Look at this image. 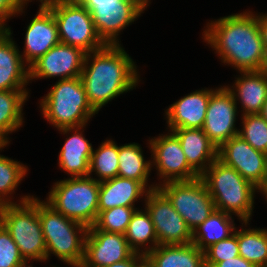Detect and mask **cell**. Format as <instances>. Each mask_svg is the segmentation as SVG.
Returning <instances> with one entry per match:
<instances>
[{
	"label": "cell",
	"instance_id": "obj_1",
	"mask_svg": "<svg viewBox=\"0 0 267 267\" xmlns=\"http://www.w3.org/2000/svg\"><path fill=\"white\" fill-rule=\"evenodd\" d=\"M206 27L202 39L215 50L224 65L238 72L267 69V53L257 13L247 10L231 14L211 20Z\"/></svg>",
	"mask_w": 267,
	"mask_h": 267
},
{
	"label": "cell",
	"instance_id": "obj_2",
	"mask_svg": "<svg viewBox=\"0 0 267 267\" xmlns=\"http://www.w3.org/2000/svg\"><path fill=\"white\" fill-rule=\"evenodd\" d=\"M135 63L121 44H106L86 54L80 78L89 103L97 113L115 97L139 84Z\"/></svg>",
	"mask_w": 267,
	"mask_h": 267
},
{
	"label": "cell",
	"instance_id": "obj_3",
	"mask_svg": "<svg viewBox=\"0 0 267 267\" xmlns=\"http://www.w3.org/2000/svg\"><path fill=\"white\" fill-rule=\"evenodd\" d=\"M218 211L249 221L254 208L255 192H260L234 168L218 158L200 175Z\"/></svg>",
	"mask_w": 267,
	"mask_h": 267
},
{
	"label": "cell",
	"instance_id": "obj_4",
	"mask_svg": "<svg viewBox=\"0 0 267 267\" xmlns=\"http://www.w3.org/2000/svg\"><path fill=\"white\" fill-rule=\"evenodd\" d=\"M38 215L46 244V260L54 254L71 267L81 266L88 228L38 198Z\"/></svg>",
	"mask_w": 267,
	"mask_h": 267
},
{
	"label": "cell",
	"instance_id": "obj_5",
	"mask_svg": "<svg viewBox=\"0 0 267 267\" xmlns=\"http://www.w3.org/2000/svg\"><path fill=\"white\" fill-rule=\"evenodd\" d=\"M45 95L39 102L41 113L57 130L87 125L98 114L89 103L80 77L58 79Z\"/></svg>",
	"mask_w": 267,
	"mask_h": 267
},
{
	"label": "cell",
	"instance_id": "obj_6",
	"mask_svg": "<svg viewBox=\"0 0 267 267\" xmlns=\"http://www.w3.org/2000/svg\"><path fill=\"white\" fill-rule=\"evenodd\" d=\"M20 199L17 204L0 206V222L9 231L24 260L45 262L46 244L38 215V197L28 194Z\"/></svg>",
	"mask_w": 267,
	"mask_h": 267
},
{
	"label": "cell",
	"instance_id": "obj_7",
	"mask_svg": "<svg viewBox=\"0 0 267 267\" xmlns=\"http://www.w3.org/2000/svg\"><path fill=\"white\" fill-rule=\"evenodd\" d=\"M99 189L100 182L93 176L69 177L55 182L45 201L65 217L89 228L99 215Z\"/></svg>",
	"mask_w": 267,
	"mask_h": 267
},
{
	"label": "cell",
	"instance_id": "obj_8",
	"mask_svg": "<svg viewBox=\"0 0 267 267\" xmlns=\"http://www.w3.org/2000/svg\"><path fill=\"white\" fill-rule=\"evenodd\" d=\"M48 9L57 22L61 43L80 48L86 53L106 45L98 36L91 12L82 4L51 3Z\"/></svg>",
	"mask_w": 267,
	"mask_h": 267
},
{
	"label": "cell",
	"instance_id": "obj_9",
	"mask_svg": "<svg viewBox=\"0 0 267 267\" xmlns=\"http://www.w3.org/2000/svg\"><path fill=\"white\" fill-rule=\"evenodd\" d=\"M157 188L168 198L192 232L216 210L200 177L191 181L167 182Z\"/></svg>",
	"mask_w": 267,
	"mask_h": 267
},
{
	"label": "cell",
	"instance_id": "obj_10",
	"mask_svg": "<svg viewBox=\"0 0 267 267\" xmlns=\"http://www.w3.org/2000/svg\"><path fill=\"white\" fill-rule=\"evenodd\" d=\"M148 141L152 167L156 166L154 168L160 180L156 187L167 182L191 181L200 177L189 166L178 138L171 131Z\"/></svg>",
	"mask_w": 267,
	"mask_h": 267
},
{
	"label": "cell",
	"instance_id": "obj_11",
	"mask_svg": "<svg viewBox=\"0 0 267 267\" xmlns=\"http://www.w3.org/2000/svg\"><path fill=\"white\" fill-rule=\"evenodd\" d=\"M144 201V208L154 224L158 245L192 243L191 229L158 188L150 190Z\"/></svg>",
	"mask_w": 267,
	"mask_h": 267
},
{
	"label": "cell",
	"instance_id": "obj_12",
	"mask_svg": "<svg viewBox=\"0 0 267 267\" xmlns=\"http://www.w3.org/2000/svg\"><path fill=\"white\" fill-rule=\"evenodd\" d=\"M218 159L234 168L261 192L267 182V154L255 150L239 135L218 148Z\"/></svg>",
	"mask_w": 267,
	"mask_h": 267
},
{
	"label": "cell",
	"instance_id": "obj_13",
	"mask_svg": "<svg viewBox=\"0 0 267 267\" xmlns=\"http://www.w3.org/2000/svg\"><path fill=\"white\" fill-rule=\"evenodd\" d=\"M237 108L233 94L226 85L218 87L211 94L202 129L217 148L238 135L239 129L235 124L239 113Z\"/></svg>",
	"mask_w": 267,
	"mask_h": 267
},
{
	"label": "cell",
	"instance_id": "obj_14",
	"mask_svg": "<svg viewBox=\"0 0 267 267\" xmlns=\"http://www.w3.org/2000/svg\"><path fill=\"white\" fill-rule=\"evenodd\" d=\"M86 54L80 48L60 42L29 67V81L51 77H60L59 80L80 77Z\"/></svg>",
	"mask_w": 267,
	"mask_h": 267
},
{
	"label": "cell",
	"instance_id": "obj_15",
	"mask_svg": "<svg viewBox=\"0 0 267 267\" xmlns=\"http://www.w3.org/2000/svg\"><path fill=\"white\" fill-rule=\"evenodd\" d=\"M146 10L136 0L98 4L91 16L101 40L107 45H118L120 32L131 25Z\"/></svg>",
	"mask_w": 267,
	"mask_h": 267
},
{
	"label": "cell",
	"instance_id": "obj_16",
	"mask_svg": "<svg viewBox=\"0 0 267 267\" xmlns=\"http://www.w3.org/2000/svg\"><path fill=\"white\" fill-rule=\"evenodd\" d=\"M133 253L124 234L98 230L93 225L86 233L81 266L106 267L128 259Z\"/></svg>",
	"mask_w": 267,
	"mask_h": 267
},
{
	"label": "cell",
	"instance_id": "obj_17",
	"mask_svg": "<svg viewBox=\"0 0 267 267\" xmlns=\"http://www.w3.org/2000/svg\"><path fill=\"white\" fill-rule=\"evenodd\" d=\"M24 40L20 54L28 67L60 43L57 22L48 8H39L27 26Z\"/></svg>",
	"mask_w": 267,
	"mask_h": 267
},
{
	"label": "cell",
	"instance_id": "obj_18",
	"mask_svg": "<svg viewBox=\"0 0 267 267\" xmlns=\"http://www.w3.org/2000/svg\"><path fill=\"white\" fill-rule=\"evenodd\" d=\"M217 89L195 90L181 97L165 110L167 126L173 129H201L205 121V115L211 94Z\"/></svg>",
	"mask_w": 267,
	"mask_h": 267
},
{
	"label": "cell",
	"instance_id": "obj_19",
	"mask_svg": "<svg viewBox=\"0 0 267 267\" xmlns=\"http://www.w3.org/2000/svg\"><path fill=\"white\" fill-rule=\"evenodd\" d=\"M10 28L0 32V91H29V67L25 66Z\"/></svg>",
	"mask_w": 267,
	"mask_h": 267
},
{
	"label": "cell",
	"instance_id": "obj_20",
	"mask_svg": "<svg viewBox=\"0 0 267 267\" xmlns=\"http://www.w3.org/2000/svg\"><path fill=\"white\" fill-rule=\"evenodd\" d=\"M84 128H86V125L58 129L63 135L68 134L58 155V165L60 169L68 175L70 174L71 178L85 177L89 174L93 146L84 137ZM73 131L74 133L72 134ZM70 132L72 136H69Z\"/></svg>",
	"mask_w": 267,
	"mask_h": 267
},
{
	"label": "cell",
	"instance_id": "obj_21",
	"mask_svg": "<svg viewBox=\"0 0 267 267\" xmlns=\"http://www.w3.org/2000/svg\"><path fill=\"white\" fill-rule=\"evenodd\" d=\"M239 73L241 76L226 88L233 94L237 104L240 101L241 115L260 114L267 99V69Z\"/></svg>",
	"mask_w": 267,
	"mask_h": 267
},
{
	"label": "cell",
	"instance_id": "obj_22",
	"mask_svg": "<svg viewBox=\"0 0 267 267\" xmlns=\"http://www.w3.org/2000/svg\"><path fill=\"white\" fill-rule=\"evenodd\" d=\"M189 166L200 176L217 158L218 148L209 140L203 129H173Z\"/></svg>",
	"mask_w": 267,
	"mask_h": 267
},
{
	"label": "cell",
	"instance_id": "obj_23",
	"mask_svg": "<svg viewBox=\"0 0 267 267\" xmlns=\"http://www.w3.org/2000/svg\"><path fill=\"white\" fill-rule=\"evenodd\" d=\"M149 190L139 181L116 176L100 182L98 211L114 207H135V202L144 199ZM144 197V198H143Z\"/></svg>",
	"mask_w": 267,
	"mask_h": 267
},
{
	"label": "cell",
	"instance_id": "obj_24",
	"mask_svg": "<svg viewBox=\"0 0 267 267\" xmlns=\"http://www.w3.org/2000/svg\"><path fill=\"white\" fill-rule=\"evenodd\" d=\"M145 256L153 267H206L204 251L194 243L158 245Z\"/></svg>",
	"mask_w": 267,
	"mask_h": 267
},
{
	"label": "cell",
	"instance_id": "obj_25",
	"mask_svg": "<svg viewBox=\"0 0 267 267\" xmlns=\"http://www.w3.org/2000/svg\"><path fill=\"white\" fill-rule=\"evenodd\" d=\"M118 176L141 182L149 191L156 189V184H148L152 170V161L145 160L142 147L138 143L119 146Z\"/></svg>",
	"mask_w": 267,
	"mask_h": 267
},
{
	"label": "cell",
	"instance_id": "obj_26",
	"mask_svg": "<svg viewBox=\"0 0 267 267\" xmlns=\"http://www.w3.org/2000/svg\"><path fill=\"white\" fill-rule=\"evenodd\" d=\"M234 216L215 210L192 232V243L205 251L211 245L229 238L236 229Z\"/></svg>",
	"mask_w": 267,
	"mask_h": 267
},
{
	"label": "cell",
	"instance_id": "obj_27",
	"mask_svg": "<svg viewBox=\"0 0 267 267\" xmlns=\"http://www.w3.org/2000/svg\"><path fill=\"white\" fill-rule=\"evenodd\" d=\"M124 236L130 248L136 253L146 255L158 246L154 224L145 208L135 210Z\"/></svg>",
	"mask_w": 267,
	"mask_h": 267
},
{
	"label": "cell",
	"instance_id": "obj_28",
	"mask_svg": "<svg viewBox=\"0 0 267 267\" xmlns=\"http://www.w3.org/2000/svg\"><path fill=\"white\" fill-rule=\"evenodd\" d=\"M249 222L241 221L242 230L237 229L239 255L256 267H267V229H244Z\"/></svg>",
	"mask_w": 267,
	"mask_h": 267
},
{
	"label": "cell",
	"instance_id": "obj_29",
	"mask_svg": "<svg viewBox=\"0 0 267 267\" xmlns=\"http://www.w3.org/2000/svg\"><path fill=\"white\" fill-rule=\"evenodd\" d=\"M29 97L28 91H0V132L8 138V134L16 132L24 123L23 107Z\"/></svg>",
	"mask_w": 267,
	"mask_h": 267
},
{
	"label": "cell",
	"instance_id": "obj_30",
	"mask_svg": "<svg viewBox=\"0 0 267 267\" xmlns=\"http://www.w3.org/2000/svg\"><path fill=\"white\" fill-rule=\"evenodd\" d=\"M118 154L119 146L112 139H106L104 142L98 146L95 150L93 149L90 164H89V174L95 172L98 178H93L98 182L112 179L118 176Z\"/></svg>",
	"mask_w": 267,
	"mask_h": 267
},
{
	"label": "cell",
	"instance_id": "obj_31",
	"mask_svg": "<svg viewBox=\"0 0 267 267\" xmlns=\"http://www.w3.org/2000/svg\"><path fill=\"white\" fill-rule=\"evenodd\" d=\"M27 172L28 166L0 154V206L17 204L16 201H12L14 199L12 195L21 181L25 179Z\"/></svg>",
	"mask_w": 267,
	"mask_h": 267
},
{
	"label": "cell",
	"instance_id": "obj_32",
	"mask_svg": "<svg viewBox=\"0 0 267 267\" xmlns=\"http://www.w3.org/2000/svg\"><path fill=\"white\" fill-rule=\"evenodd\" d=\"M241 116L238 135L255 150L267 154V121L260 114Z\"/></svg>",
	"mask_w": 267,
	"mask_h": 267
},
{
	"label": "cell",
	"instance_id": "obj_33",
	"mask_svg": "<svg viewBox=\"0 0 267 267\" xmlns=\"http://www.w3.org/2000/svg\"><path fill=\"white\" fill-rule=\"evenodd\" d=\"M136 207L118 206L101 211L94 226L98 230L124 234Z\"/></svg>",
	"mask_w": 267,
	"mask_h": 267
},
{
	"label": "cell",
	"instance_id": "obj_34",
	"mask_svg": "<svg viewBox=\"0 0 267 267\" xmlns=\"http://www.w3.org/2000/svg\"><path fill=\"white\" fill-rule=\"evenodd\" d=\"M205 266L213 267L216 263L239 256L237 227L229 238L221 240L204 251Z\"/></svg>",
	"mask_w": 267,
	"mask_h": 267
},
{
	"label": "cell",
	"instance_id": "obj_35",
	"mask_svg": "<svg viewBox=\"0 0 267 267\" xmlns=\"http://www.w3.org/2000/svg\"><path fill=\"white\" fill-rule=\"evenodd\" d=\"M23 261L17 244L0 222V267H15Z\"/></svg>",
	"mask_w": 267,
	"mask_h": 267
},
{
	"label": "cell",
	"instance_id": "obj_36",
	"mask_svg": "<svg viewBox=\"0 0 267 267\" xmlns=\"http://www.w3.org/2000/svg\"><path fill=\"white\" fill-rule=\"evenodd\" d=\"M21 13H24V9H21L15 0H0V27L7 29L9 18L22 15Z\"/></svg>",
	"mask_w": 267,
	"mask_h": 267
},
{
	"label": "cell",
	"instance_id": "obj_37",
	"mask_svg": "<svg viewBox=\"0 0 267 267\" xmlns=\"http://www.w3.org/2000/svg\"><path fill=\"white\" fill-rule=\"evenodd\" d=\"M213 267H256V266L239 255L237 257L225 259V261L218 262Z\"/></svg>",
	"mask_w": 267,
	"mask_h": 267
},
{
	"label": "cell",
	"instance_id": "obj_38",
	"mask_svg": "<svg viewBox=\"0 0 267 267\" xmlns=\"http://www.w3.org/2000/svg\"><path fill=\"white\" fill-rule=\"evenodd\" d=\"M143 254L134 252L128 259L113 263L106 267H134L135 264L143 257Z\"/></svg>",
	"mask_w": 267,
	"mask_h": 267
},
{
	"label": "cell",
	"instance_id": "obj_39",
	"mask_svg": "<svg viewBox=\"0 0 267 267\" xmlns=\"http://www.w3.org/2000/svg\"><path fill=\"white\" fill-rule=\"evenodd\" d=\"M257 16H258V24L260 27L262 39H263L265 50L267 53V13L257 14Z\"/></svg>",
	"mask_w": 267,
	"mask_h": 267
},
{
	"label": "cell",
	"instance_id": "obj_40",
	"mask_svg": "<svg viewBox=\"0 0 267 267\" xmlns=\"http://www.w3.org/2000/svg\"><path fill=\"white\" fill-rule=\"evenodd\" d=\"M120 1L121 0H84L81 4L91 12L98 4L115 3Z\"/></svg>",
	"mask_w": 267,
	"mask_h": 267
},
{
	"label": "cell",
	"instance_id": "obj_41",
	"mask_svg": "<svg viewBox=\"0 0 267 267\" xmlns=\"http://www.w3.org/2000/svg\"><path fill=\"white\" fill-rule=\"evenodd\" d=\"M38 1L41 2L39 8H48L52 3V0H38ZM15 2L21 9H24L25 5L27 6L29 2H32V0H15Z\"/></svg>",
	"mask_w": 267,
	"mask_h": 267
},
{
	"label": "cell",
	"instance_id": "obj_42",
	"mask_svg": "<svg viewBox=\"0 0 267 267\" xmlns=\"http://www.w3.org/2000/svg\"><path fill=\"white\" fill-rule=\"evenodd\" d=\"M134 267H153L152 263L148 260V258L144 255Z\"/></svg>",
	"mask_w": 267,
	"mask_h": 267
},
{
	"label": "cell",
	"instance_id": "obj_43",
	"mask_svg": "<svg viewBox=\"0 0 267 267\" xmlns=\"http://www.w3.org/2000/svg\"><path fill=\"white\" fill-rule=\"evenodd\" d=\"M84 0H52V3L59 4H81Z\"/></svg>",
	"mask_w": 267,
	"mask_h": 267
},
{
	"label": "cell",
	"instance_id": "obj_44",
	"mask_svg": "<svg viewBox=\"0 0 267 267\" xmlns=\"http://www.w3.org/2000/svg\"><path fill=\"white\" fill-rule=\"evenodd\" d=\"M9 138H6L1 132H0V149H3L9 145L10 141Z\"/></svg>",
	"mask_w": 267,
	"mask_h": 267
},
{
	"label": "cell",
	"instance_id": "obj_45",
	"mask_svg": "<svg viewBox=\"0 0 267 267\" xmlns=\"http://www.w3.org/2000/svg\"><path fill=\"white\" fill-rule=\"evenodd\" d=\"M260 115L267 121V99L264 102Z\"/></svg>",
	"mask_w": 267,
	"mask_h": 267
},
{
	"label": "cell",
	"instance_id": "obj_46",
	"mask_svg": "<svg viewBox=\"0 0 267 267\" xmlns=\"http://www.w3.org/2000/svg\"><path fill=\"white\" fill-rule=\"evenodd\" d=\"M137 2H139L145 9H147V6H149V4L151 3V0H136Z\"/></svg>",
	"mask_w": 267,
	"mask_h": 267
},
{
	"label": "cell",
	"instance_id": "obj_47",
	"mask_svg": "<svg viewBox=\"0 0 267 267\" xmlns=\"http://www.w3.org/2000/svg\"><path fill=\"white\" fill-rule=\"evenodd\" d=\"M29 260H24L22 263L16 265L15 267H33L32 264L28 265Z\"/></svg>",
	"mask_w": 267,
	"mask_h": 267
},
{
	"label": "cell",
	"instance_id": "obj_48",
	"mask_svg": "<svg viewBox=\"0 0 267 267\" xmlns=\"http://www.w3.org/2000/svg\"><path fill=\"white\" fill-rule=\"evenodd\" d=\"M260 193L263 194L267 202V182H266L264 189Z\"/></svg>",
	"mask_w": 267,
	"mask_h": 267
}]
</instances>
